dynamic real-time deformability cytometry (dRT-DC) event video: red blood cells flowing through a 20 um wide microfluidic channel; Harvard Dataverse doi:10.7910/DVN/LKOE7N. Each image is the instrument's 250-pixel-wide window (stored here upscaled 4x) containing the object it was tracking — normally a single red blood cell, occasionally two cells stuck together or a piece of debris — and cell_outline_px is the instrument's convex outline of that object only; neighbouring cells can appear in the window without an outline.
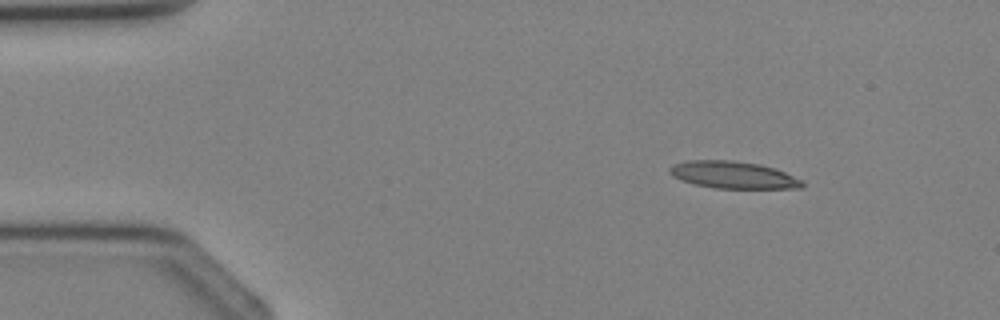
{"species": "Egyptian fruit bat (a non-hibernating species)", "species_latin": "Rousettus aegyptiacus", "temperature_condition": "cold", "stored_images_in_passage": 3, "camera_frame_rate_fps": 3000, "um_per_image_px": 0.085, "animal": {"sex": "female"}, "frame": {"image": 1, "passage_image": 1, "time_ms": 0.0, "image_size_px": [1000, 320], "cell_outline_px": [[804, 184], [800, 188], [716, 188], [696, 184], [680, 180], [672, 176], [668, 172], [668, 168], [676, 164], [688, 160], [732, 160], [760, 164], [784, 172], [804, 180]], "centroid_in_image_um": [62.31, 14.86], "position_along_channel_um": 22.7, "area_um2": 20.87}}